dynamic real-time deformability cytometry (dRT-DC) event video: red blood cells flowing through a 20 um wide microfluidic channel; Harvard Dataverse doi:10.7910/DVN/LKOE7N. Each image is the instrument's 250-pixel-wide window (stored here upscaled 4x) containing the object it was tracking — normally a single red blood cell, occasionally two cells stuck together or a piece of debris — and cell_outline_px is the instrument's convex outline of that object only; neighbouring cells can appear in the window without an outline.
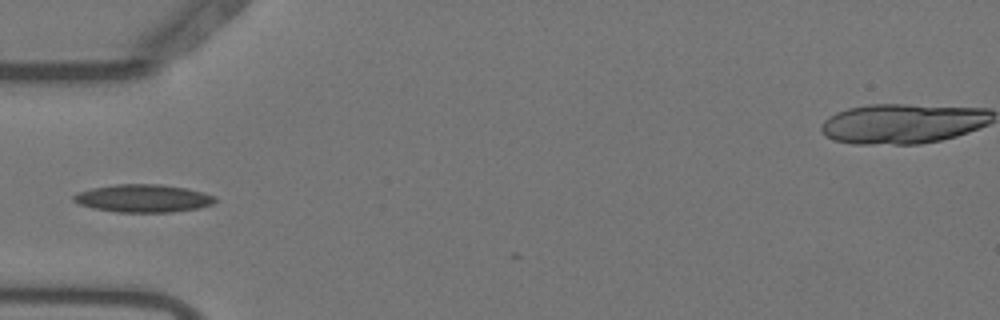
{"species": "Egyptian fruit bat (a non-hibernating species)", "species_latin": "Rousettus aegyptiacus", "temperature_condition": "warm", "stored_images_in_passage": 5, "camera_frame_rate_fps": 3000, "um_per_image_px": 0.085, "animal": {"sex": "female"}, "frame": {"image": 1, "passage_image": 3, "time_ms": 0.667, "image_size_px": [1000, 320], "cell_outline_px": [[216, 200], [212, 204], [200, 208], [172, 212], [116, 212], [92, 208], [80, 204], [72, 200], [72, 196], [76, 192], [92, 188], [116, 184], [160, 184], [184, 188], [204, 192], [216, 196]], "centroid_in_image_um": [12.16, 16.86], "position_along_channel_um": 72.8, "area_um2": 23.06}}